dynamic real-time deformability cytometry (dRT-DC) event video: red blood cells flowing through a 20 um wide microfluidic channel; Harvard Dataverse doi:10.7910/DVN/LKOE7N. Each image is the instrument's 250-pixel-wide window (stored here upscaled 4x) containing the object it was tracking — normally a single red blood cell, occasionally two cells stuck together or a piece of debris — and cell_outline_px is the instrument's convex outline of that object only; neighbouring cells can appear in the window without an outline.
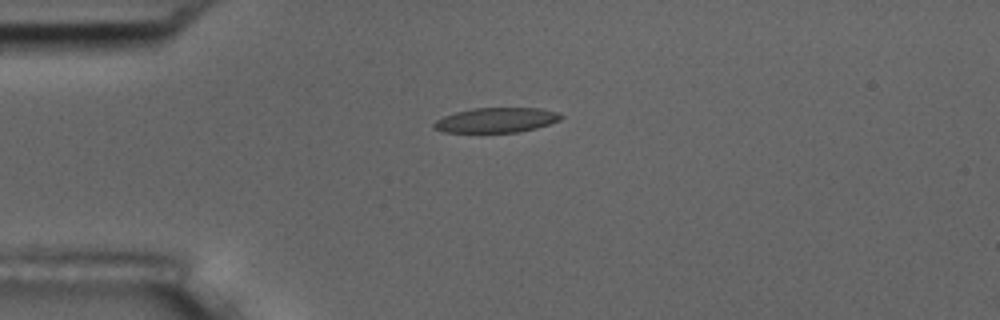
{"species": "common noctule bat (a hibernating species)", "species_latin": "Nyctalus noctula", "temperature_condition": "room temperature", "stored_images_in_passage": 10, "camera_frame_rate_fps": 3000, "um_per_image_px": 0.085, "animal": {"sex": "male", "body_mass_g": 17.5, "forearm_length_mm": 52.3}, "frame": {"image": 1, "passage_image": 4, "time_ms": 3.667, "image_size_px": [1000, 320], "cell_outline_px": [[564, 116], [560, 120], [536, 128], [520, 132], [444, 132], [432, 128], [432, 124], [436, 120], [444, 116], [456, 112], [472, 108], [540, 108], [556, 112]], "centroid_in_image_um": [42.17, 10.21], "position_along_channel_um": 42.8, "area_um2": 18.38}}
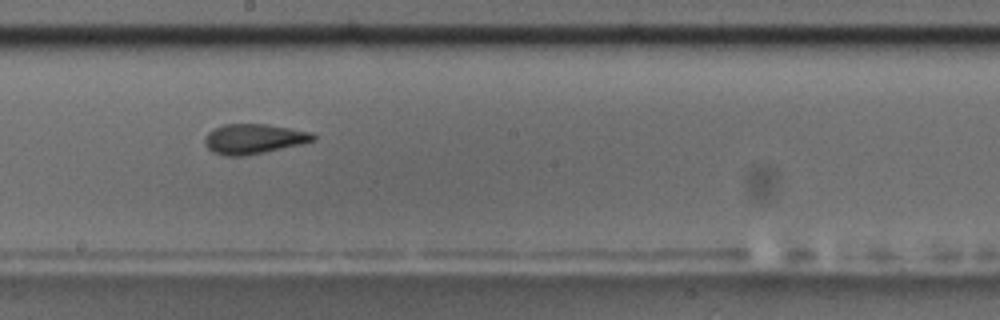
{"frame": {"image": 2, "passage_image": 9, "time_ms": 9.333, "image_size_px": [1000, 320], "cell_outline_px": [[316, 140], [304, 144], [244, 156], [224, 156], [212, 152], [204, 144], [204, 136], [212, 128], [224, 124], [268, 124], [312, 132], [316, 136]], "centroid_in_image_um": [21.56, 11.8], "position_along_channel_um": 226.6, "area_um2": 19.25}}